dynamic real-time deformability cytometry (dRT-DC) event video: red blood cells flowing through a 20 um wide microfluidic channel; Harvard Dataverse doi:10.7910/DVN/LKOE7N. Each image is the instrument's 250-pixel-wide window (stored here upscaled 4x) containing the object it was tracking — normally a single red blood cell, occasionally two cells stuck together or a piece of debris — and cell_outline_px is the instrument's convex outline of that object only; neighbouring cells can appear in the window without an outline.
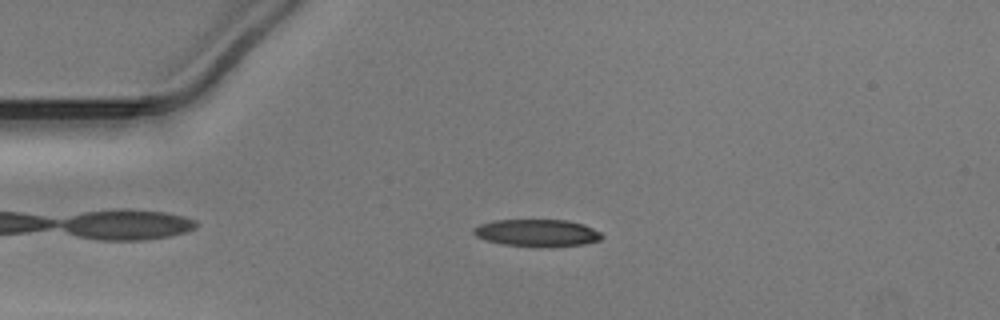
{"species": "Egyptian fruit bat (a non-hibernating species)", "species_latin": "Rousettus aegyptiacus", "temperature_condition": "warm", "stored_images_in_passage": 47, "camera_frame_rate_fps": 3000, "um_per_image_px": 0.085, "animal": {"sex": "male"}, "frame": {"image": 1, "passage_image": 8, "time_ms": 2.333, "image_size_px": [1000, 320], "cell_outline_px": [[604, 236], [600, 240], [584, 244], [548, 248], [500, 244], [484, 240], [476, 236], [472, 232], [472, 228], [480, 224], [492, 220], [568, 220], [584, 224], [600, 232]], "centroid_in_image_um": [45.64, 19.81], "position_along_channel_um": 39.4, "area_um2": 20.75}}
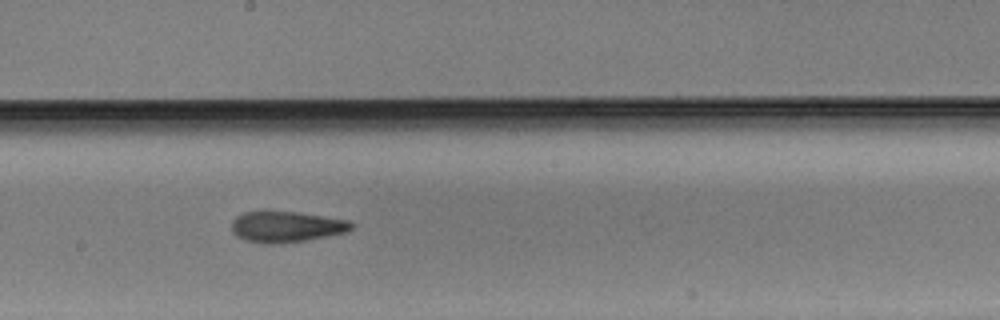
{"frame": {"image": 2, "passage_image": 24, "time_ms": 7.667, "image_size_px": [1000, 320], "cell_outline_px": [[356, 224], [348, 232], [328, 236], [304, 240], [272, 244], [264, 244], [244, 240], [236, 236], [232, 232], [232, 220], [236, 216], [244, 212], [260, 208], [264, 208], [296, 212], [324, 216], [348, 220]], "centroid_in_image_um": [24.28, 19.23], "position_along_channel_um": 223.9, "area_um2": 22.37}}
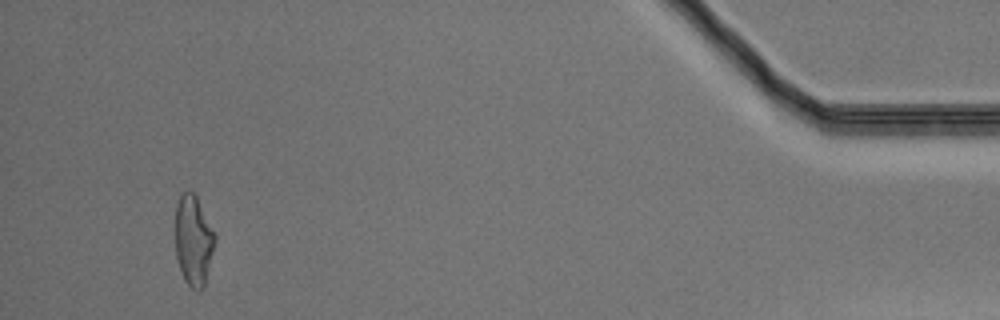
{"frame": {"image": 3, "passage_image": 44, "time_ms": 14.333, "image_size_px": [1000, 320], "cell_outline_px": [[216, 240], [204, 284], [200, 292], [196, 292], [184, 280], [176, 256], [176, 204], [180, 196], [188, 188], [196, 196], [216, 232]], "centroid_in_image_um": [16.46, 20.41], "position_along_channel_um": 418.7, "area_um2": 20.87}}